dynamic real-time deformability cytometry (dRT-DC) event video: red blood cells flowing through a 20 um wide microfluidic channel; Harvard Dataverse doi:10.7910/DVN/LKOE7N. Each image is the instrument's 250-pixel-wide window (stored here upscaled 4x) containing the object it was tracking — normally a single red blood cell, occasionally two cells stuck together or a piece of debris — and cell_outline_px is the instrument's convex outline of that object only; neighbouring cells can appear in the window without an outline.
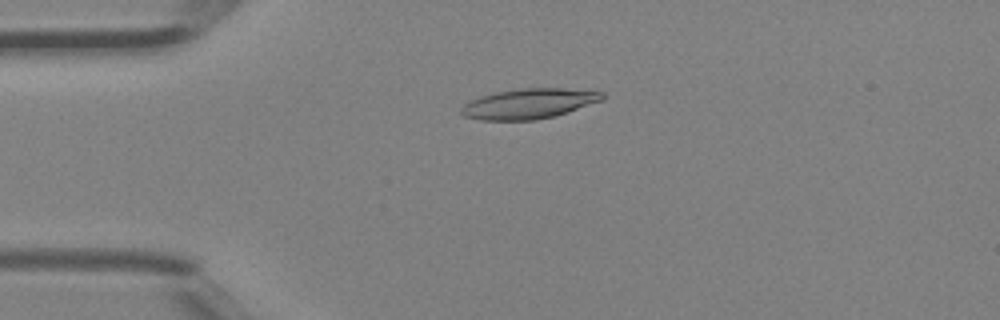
{"species": "Egyptian fruit bat (a non-hibernating species)", "species_latin": "Rousettus aegyptiacus", "temperature_condition": "room temperature", "stored_images_in_passage": 46, "camera_frame_rate_fps": 3000, "um_per_image_px": 0.085, "animal": {"sex": "female"}, "frame": {"image": 1, "passage_image": 11, "time_ms": 3.333, "image_size_px": [1000, 320], "cell_outline_px": [[604, 96], [600, 100], [552, 116], [536, 120], [480, 120], [464, 116], [460, 112], [460, 108], [468, 100], [492, 92], [520, 88], [596, 88], [604, 92]], "centroid_in_image_um": [44.93, 8.78], "position_along_channel_um": 40.1, "area_um2": 25.03}}
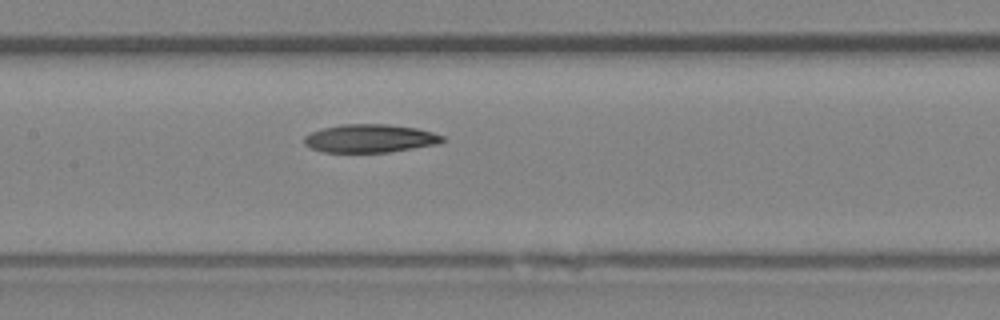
{"frame": {"image": 2, "passage_image": 22, "time_ms": 7.0, "image_size_px": [1000, 320], "cell_outline_px": [[444, 140], [440, 144], [388, 152], [324, 152], [312, 148], [304, 144], [304, 136], [312, 132], [324, 128], [344, 124], [388, 124], [416, 128], [432, 132], [444, 136]], "centroid_in_image_um": [31.48, 11.76], "position_along_channel_um": 175.9, "area_um2": 22.66}}
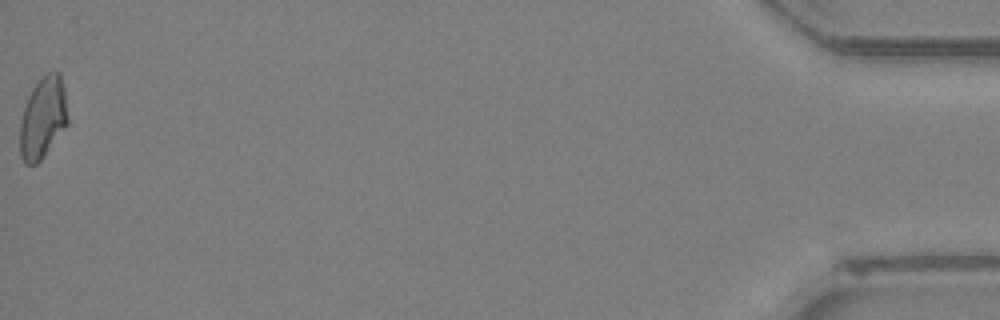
{"frame": {"image": 3, "passage_image": 46, "time_ms": 15.0, "image_size_px": [1000, 320], "cell_outline_px": [[68, 124], [44, 156], [36, 164], [24, 164], [20, 156], [20, 120], [28, 96], [32, 88], [48, 72], [56, 68], [60, 72], [64, 88], [68, 120]], "centroid_in_image_um": [3.65, 10.01], "position_along_channel_um": 431.5, "area_um2": 22.83}}